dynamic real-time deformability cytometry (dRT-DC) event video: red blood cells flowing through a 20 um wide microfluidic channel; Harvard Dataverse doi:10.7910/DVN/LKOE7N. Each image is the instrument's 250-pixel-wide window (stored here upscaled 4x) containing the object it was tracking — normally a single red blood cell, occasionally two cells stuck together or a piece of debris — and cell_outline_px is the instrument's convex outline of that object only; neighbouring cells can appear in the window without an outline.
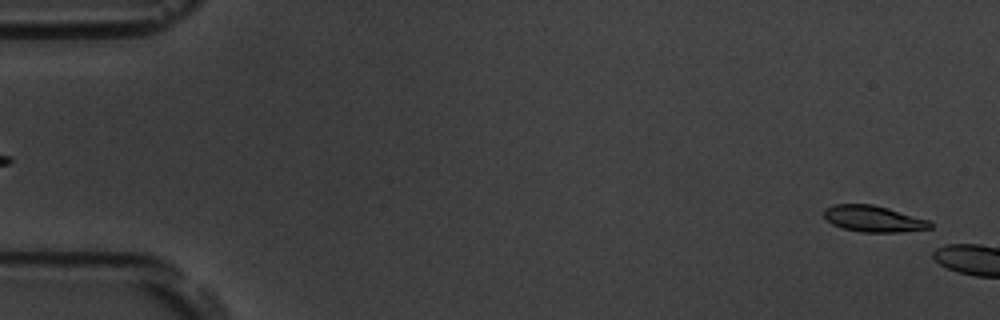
{"species": "common noctule bat (a hibernating species)", "species_latin": "Nyctalus noctula", "temperature_condition": "room temperature", "stored_images_in_passage": 5, "camera_frame_rate_fps": 3000, "um_per_image_px": 0.085, "animal": {"sex": "male", "body_mass_g": 19.5, "forearm_length_mm": 54.6}, "frame": {"image": 1, "passage_image": 2, "time_ms": 0.333, "image_size_px": [1000, 320], "cell_outline_px": [[932, 228], [896, 232], [860, 232], [844, 228], [832, 224], [824, 216], [824, 208], [832, 204], [872, 204], [888, 208], [928, 220], [932, 224]], "centroid_in_image_um": [74.21, 18.59], "position_along_channel_um": 10.8, "area_um2": 16.13}}